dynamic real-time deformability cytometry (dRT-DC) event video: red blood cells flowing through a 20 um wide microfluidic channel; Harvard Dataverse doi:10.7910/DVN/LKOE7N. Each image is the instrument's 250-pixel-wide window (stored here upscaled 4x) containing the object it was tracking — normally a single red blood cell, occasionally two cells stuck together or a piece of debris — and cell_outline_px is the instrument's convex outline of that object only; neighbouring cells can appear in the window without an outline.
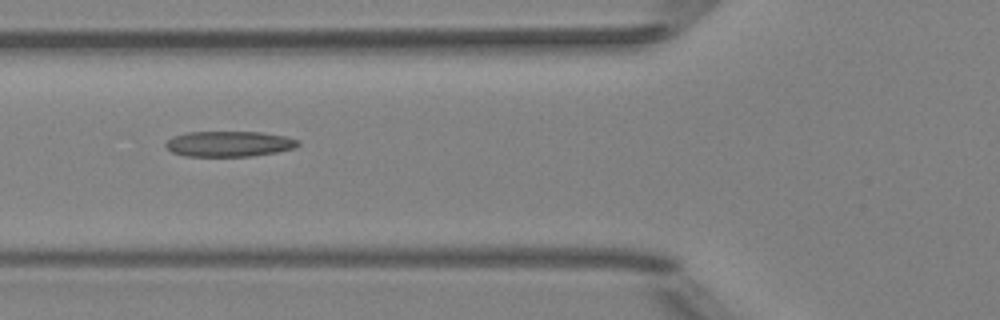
{"species": "Egyptian fruit bat (a non-hibernating species)", "species_latin": "Rousettus aegyptiacus", "temperature_condition": "room temperature", "stored_images_in_passage": 6, "camera_frame_rate_fps": 3000, "um_per_image_px": 0.085, "animal": {"sex": "female"}, "frame": {"image": 1, "passage_image": 3, "time_ms": 2.333, "image_size_px": [1000, 320], "cell_outline_px": [[300, 144], [292, 148], [276, 152], [252, 156], [184, 156], [172, 152], [164, 144], [172, 136], [188, 132], [260, 132], [284, 136], [300, 140]], "centroid_in_image_um": [19.45, 12.23], "position_along_channel_um": 106.3, "area_um2": 19.59}}
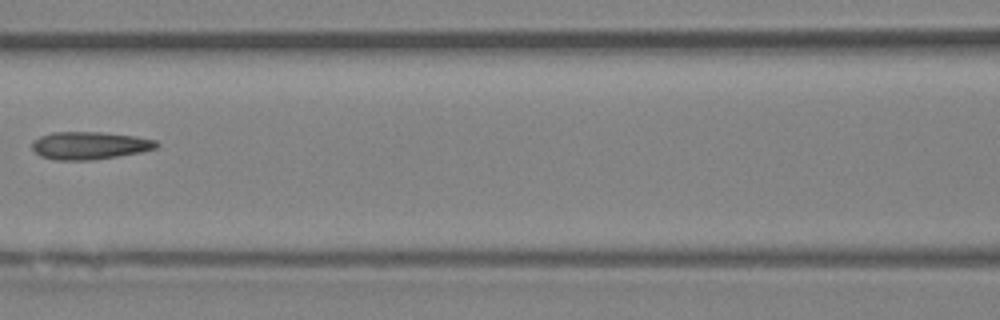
{"frame": {"image": 2, "passage_image": 4, "time_ms": 3.667, "image_size_px": [1000, 320], "cell_outline_px": [[160, 144], [156, 148], [140, 152], [92, 160], [56, 160], [40, 156], [32, 148], [32, 140], [40, 136], [52, 132], [100, 132], [136, 136], [156, 140]], "centroid_in_image_um": [7.6, 12.36], "position_along_channel_um": 159.0, "area_um2": 20.06}}
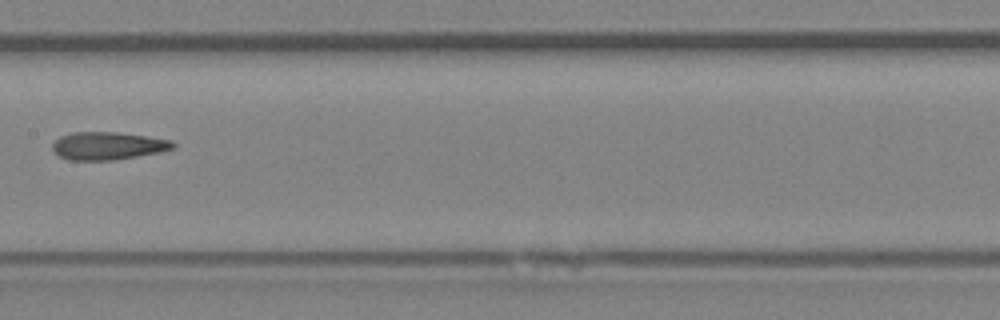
{"frame": {"image": 3, "passage_image": 5, "time_ms": 4.667, "image_size_px": [1000, 320], "cell_outline_px": [[176, 144], [172, 148], [160, 152], [112, 160], [68, 160], [60, 156], [52, 148], [52, 144], [60, 136], [72, 132], [116, 132], [148, 136], [172, 140]], "centroid_in_image_um": [9.17, 12.38], "position_along_channel_um": 198.2, "area_um2": 19.42}}